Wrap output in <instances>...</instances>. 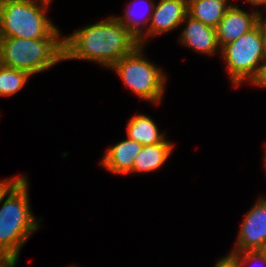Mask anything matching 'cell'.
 I'll return each instance as SVG.
<instances>
[{
    "instance_id": "obj_1",
    "label": "cell",
    "mask_w": 266,
    "mask_h": 267,
    "mask_svg": "<svg viewBox=\"0 0 266 267\" xmlns=\"http://www.w3.org/2000/svg\"><path fill=\"white\" fill-rule=\"evenodd\" d=\"M139 45L137 38L111 15L63 37V61L87 60L110 69Z\"/></svg>"
},
{
    "instance_id": "obj_2",
    "label": "cell",
    "mask_w": 266,
    "mask_h": 267,
    "mask_svg": "<svg viewBox=\"0 0 266 267\" xmlns=\"http://www.w3.org/2000/svg\"><path fill=\"white\" fill-rule=\"evenodd\" d=\"M28 181L27 175H17L0 192V252L17 260L22 246L38 230L41 221L31 210Z\"/></svg>"
},
{
    "instance_id": "obj_3",
    "label": "cell",
    "mask_w": 266,
    "mask_h": 267,
    "mask_svg": "<svg viewBox=\"0 0 266 267\" xmlns=\"http://www.w3.org/2000/svg\"><path fill=\"white\" fill-rule=\"evenodd\" d=\"M52 0H9L0 4V37L63 39L47 11Z\"/></svg>"
},
{
    "instance_id": "obj_4",
    "label": "cell",
    "mask_w": 266,
    "mask_h": 267,
    "mask_svg": "<svg viewBox=\"0 0 266 267\" xmlns=\"http://www.w3.org/2000/svg\"><path fill=\"white\" fill-rule=\"evenodd\" d=\"M63 61V39L0 37V64L30 75Z\"/></svg>"
},
{
    "instance_id": "obj_5",
    "label": "cell",
    "mask_w": 266,
    "mask_h": 267,
    "mask_svg": "<svg viewBox=\"0 0 266 267\" xmlns=\"http://www.w3.org/2000/svg\"><path fill=\"white\" fill-rule=\"evenodd\" d=\"M144 47L139 45L131 54L116 62L111 70L139 99L158 105L165 93L167 75L158 65L146 59Z\"/></svg>"
},
{
    "instance_id": "obj_6",
    "label": "cell",
    "mask_w": 266,
    "mask_h": 267,
    "mask_svg": "<svg viewBox=\"0 0 266 267\" xmlns=\"http://www.w3.org/2000/svg\"><path fill=\"white\" fill-rule=\"evenodd\" d=\"M221 55L233 87H238L242 82L245 83L244 81L254 85L266 63V53L258 26L225 45L221 49Z\"/></svg>"
},
{
    "instance_id": "obj_7",
    "label": "cell",
    "mask_w": 266,
    "mask_h": 267,
    "mask_svg": "<svg viewBox=\"0 0 266 267\" xmlns=\"http://www.w3.org/2000/svg\"><path fill=\"white\" fill-rule=\"evenodd\" d=\"M232 252L264 250L266 247V196H261L246 213Z\"/></svg>"
},
{
    "instance_id": "obj_8",
    "label": "cell",
    "mask_w": 266,
    "mask_h": 267,
    "mask_svg": "<svg viewBox=\"0 0 266 267\" xmlns=\"http://www.w3.org/2000/svg\"><path fill=\"white\" fill-rule=\"evenodd\" d=\"M187 15L188 0H159L151 15L148 31L138 40L139 44L145 46L149 37L178 29Z\"/></svg>"
},
{
    "instance_id": "obj_9",
    "label": "cell",
    "mask_w": 266,
    "mask_h": 267,
    "mask_svg": "<svg viewBox=\"0 0 266 267\" xmlns=\"http://www.w3.org/2000/svg\"><path fill=\"white\" fill-rule=\"evenodd\" d=\"M259 13L257 8L248 13L246 10L240 9L238 5L232 4L216 27L220 48L222 49L225 45L234 42L253 29L256 26Z\"/></svg>"
},
{
    "instance_id": "obj_10",
    "label": "cell",
    "mask_w": 266,
    "mask_h": 267,
    "mask_svg": "<svg viewBox=\"0 0 266 267\" xmlns=\"http://www.w3.org/2000/svg\"><path fill=\"white\" fill-rule=\"evenodd\" d=\"M183 24H185V27L181 31L179 38V42L182 45L206 56L215 55L217 52L221 54L216 28L195 20L188 15L185 17Z\"/></svg>"
},
{
    "instance_id": "obj_11",
    "label": "cell",
    "mask_w": 266,
    "mask_h": 267,
    "mask_svg": "<svg viewBox=\"0 0 266 267\" xmlns=\"http://www.w3.org/2000/svg\"><path fill=\"white\" fill-rule=\"evenodd\" d=\"M142 147V144L127 137L106 149L100 166L113 174H130L132 173L134 160Z\"/></svg>"
},
{
    "instance_id": "obj_12",
    "label": "cell",
    "mask_w": 266,
    "mask_h": 267,
    "mask_svg": "<svg viewBox=\"0 0 266 267\" xmlns=\"http://www.w3.org/2000/svg\"><path fill=\"white\" fill-rule=\"evenodd\" d=\"M174 146V143L168 140L156 145L143 146L134 160L132 173L142 174L157 171L166 163Z\"/></svg>"
},
{
    "instance_id": "obj_13",
    "label": "cell",
    "mask_w": 266,
    "mask_h": 267,
    "mask_svg": "<svg viewBox=\"0 0 266 267\" xmlns=\"http://www.w3.org/2000/svg\"><path fill=\"white\" fill-rule=\"evenodd\" d=\"M127 137L142 144L156 145L165 142L166 132H160L155 121L146 114H135L127 121Z\"/></svg>"
},
{
    "instance_id": "obj_14",
    "label": "cell",
    "mask_w": 266,
    "mask_h": 267,
    "mask_svg": "<svg viewBox=\"0 0 266 267\" xmlns=\"http://www.w3.org/2000/svg\"><path fill=\"white\" fill-rule=\"evenodd\" d=\"M231 5L229 0H188V16L216 28Z\"/></svg>"
},
{
    "instance_id": "obj_15",
    "label": "cell",
    "mask_w": 266,
    "mask_h": 267,
    "mask_svg": "<svg viewBox=\"0 0 266 267\" xmlns=\"http://www.w3.org/2000/svg\"><path fill=\"white\" fill-rule=\"evenodd\" d=\"M139 1H142L143 3L145 2L146 4V7L143 6V8L145 7L147 9H144L146 13L145 14L143 12L144 15H142L143 13L140 14L141 12L137 11L139 8H137ZM153 1L154 0H132L129 5H127L126 10L124 11L125 14H123V16H115L119 20V22L137 38V40H139L148 31L151 15L156 4L155 1ZM139 6L141 7V4ZM144 10L142 9V11ZM142 25L143 27L145 26V29L142 27Z\"/></svg>"
},
{
    "instance_id": "obj_16",
    "label": "cell",
    "mask_w": 266,
    "mask_h": 267,
    "mask_svg": "<svg viewBox=\"0 0 266 267\" xmlns=\"http://www.w3.org/2000/svg\"><path fill=\"white\" fill-rule=\"evenodd\" d=\"M32 75L0 64V96H12L18 93Z\"/></svg>"
},
{
    "instance_id": "obj_17",
    "label": "cell",
    "mask_w": 266,
    "mask_h": 267,
    "mask_svg": "<svg viewBox=\"0 0 266 267\" xmlns=\"http://www.w3.org/2000/svg\"><path fill=\"white\" fill-rule=\"evenodd\" d=\"M237 253V265L238 267H250L254 263V266H258L256 263H262L266 267V253L263 250L244 251Z\"/></svg>"
},
{
    "instance_id": "obj_18",
    "label": "cell",
    "mask_w": 266,
    "mask_h": 267,
    "mask_svg": "<svg viewBox=\"0 0 266 267\" xmlns=\"http://www.w3.org/2000/svg\"><path fill=\"white\" fill-rule=\"evenodd\" d=\"M228 255L217 260L215 267H238L237 265V253L232 252Z\"/></svg>"
},
{
    "instance_id": "obj_19",
    "label": "cell",
    "mask_w": 266,
    "mask_h": 267,
    "mask_svg": "<svg viewBox=\"0 0 266 267\" xmlns=\"http://www.w3.org/2000/svg\"><path fill=\"white\" fill-rule=\"evenodd\" d=\"M256 25L258 26V29L261 33L262 42L264 44V49H265V53H266V16L264 18V16H262L261 12L258 15Z\"/></svg>"
},
{
    "instance_id": "obj_20",
    "label": "cell",
    "mask_w": 266,
    "mask_h": 267,
    "mask_svg": "<svg viewBox=\"0 0 266 267\" xmlns=\"http://www.w3.org/2000/svg\"><path fill=\"white\" fill-rule=\"evenodd\" d=\"M17 263L12 255L0 252V267H15Z\"/></svg>"
},
{
    "instance_id": "obj_21",
    "label": "cell",
    "mask_w": 266,
    "mask_h": 267,
    "mask_svg": "<svg viewBox=\"0 0 266 267\" xmlns=\"http://www.w3.org/2000/svg\"><path fill=\"white\" fill-rule=\"evenodd\" d=\"M254 86L260 87V88H266V63L264 64L262 73L257 80V82L254 84Z\"/></svg>"
},
{
    "instance_id": "obj_22",
    "label": "cell",
    "mask_w": 266,
    "mask_h": 267,
    "mask_svg": "<svg viewBox=\"0 0 266 267\" xmlns=\"http://www.w3.org/2000/svg\"><path fill=\"white\" fill-rule=\"evenodd\" d=\"M246 3H249L250 6L259 7L265 6L266 8V0H245Z\"/></svg>"
},
{
    "instance_id": "obj_23",
    "label": "cell",
    "mask_w": 266,
    "mask_h": 267,
    "mask_svg": "<svg viewBox=\"0 0 266 267\" xmlns=\"http://www.w3.org/2000/svg\"><path fill=\"white\" fill-rule=\"evenodd\" d=\"M15 177L0 180V192L14 179Z\"/></svg>"
},
{
    "instance_id": "obj_24",
    "label": "cell",
    "mask_w": 266,
    "mask_h": 267,
    "mask_svg": "<svg viewBox=\"0 0 266 267\" xmlns=\"http://www.w3.org/2000/svg\"><path fill=\"white\" fill-rule=\"evenodd\" d=\"M263 162H264V167H265V170H266V149H265V154H264V158H263Z\"/></svg>"
},
{
    "instance_id": "obj_25",
    "label": "cell",
    "mask_w": 266,
    "mask_h": 267,
    "mask_svg": "<svg viewBox=\"0 0 266 267\" xmlns=\"http://www.w3.org/2000/svg\"><path fill=\"white\" fill-rule=\"evenodd\" d=\"M5 1H9V0H0V4L3 3V2H5Z\"/></svg>"
}]
</instances>
